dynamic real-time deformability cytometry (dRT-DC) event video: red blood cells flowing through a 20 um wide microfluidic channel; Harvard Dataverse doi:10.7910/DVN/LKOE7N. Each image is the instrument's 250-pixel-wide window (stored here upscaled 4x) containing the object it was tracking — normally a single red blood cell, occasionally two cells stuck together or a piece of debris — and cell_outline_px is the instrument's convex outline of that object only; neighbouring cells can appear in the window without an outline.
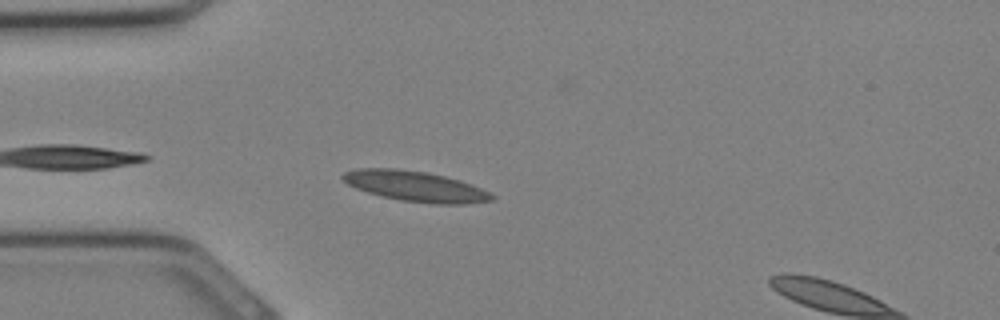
{"species": "Egyptian fruit bat (a non-hibernating species)", "species_latin": "Rousettus aegyptiacus", "temperature_condition": "cold", "stored_images_in_passage": 27, "camera_frame_rate_fps": 3000, "um_per_image_px": 0.085, "animal": {"sex": "female"}, "frame": {"image": 1, "passage_image": 2, "time_ms": 0.333, "image_size_px": [1000, 320], "cell_outline_px": [[496, 196], [492, 200], [464, 204], [436, 204], [400, 200], [368, 192], [356, 188], [348, 184], [340, 176], [344, 172], [356, 168], [396, 168], [428, 172], [460, 180], [472, 184]], "centroid_in_image_um": [35.3, 15.82], "position_along_channel_um": 49.7, "area_um2": 26.3}}
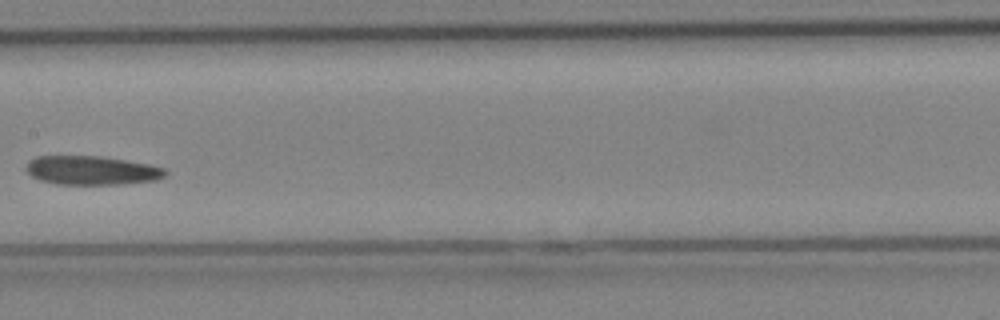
{"frame": {"image": 2, "passage_image": 10, "time_ms": 3.0, "image_size_px": [1000, 320], "cell_outline_px": [[168, 172], [164, 176], [156, 180], [124, 184], [56, 184], [40, 180], [32, 176], [28, 172], [28, 164], [36, 156], [100, 156], [148, 164], [164, 168]], "centroid_in_image_um": [7.83, 14.49], "position_along_channel_um": 199.6, "area_um2": 23.18}}
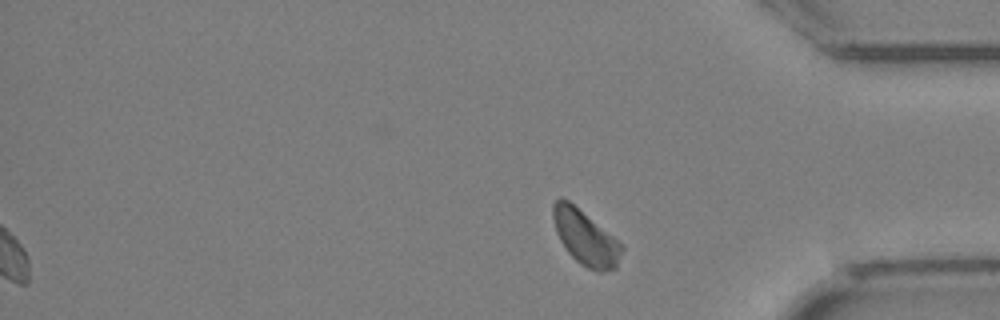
{"frame": {"image": 3, "passage_image": 27, "time_ms": 8.667, "image_size_px": [1000, 320], "cell_outline_px": [[624, 248], [616, 268], [604, 272], [596, 272], [580, 264], [564, 248], [556, 232], [552, 216], [552, 204], [560, 196], [568, 200], [624, 244]], "centroid_in_image_um": [49.77, 20.21], "position_along_channel_um": 385.4, "area_um2": 22.14}}